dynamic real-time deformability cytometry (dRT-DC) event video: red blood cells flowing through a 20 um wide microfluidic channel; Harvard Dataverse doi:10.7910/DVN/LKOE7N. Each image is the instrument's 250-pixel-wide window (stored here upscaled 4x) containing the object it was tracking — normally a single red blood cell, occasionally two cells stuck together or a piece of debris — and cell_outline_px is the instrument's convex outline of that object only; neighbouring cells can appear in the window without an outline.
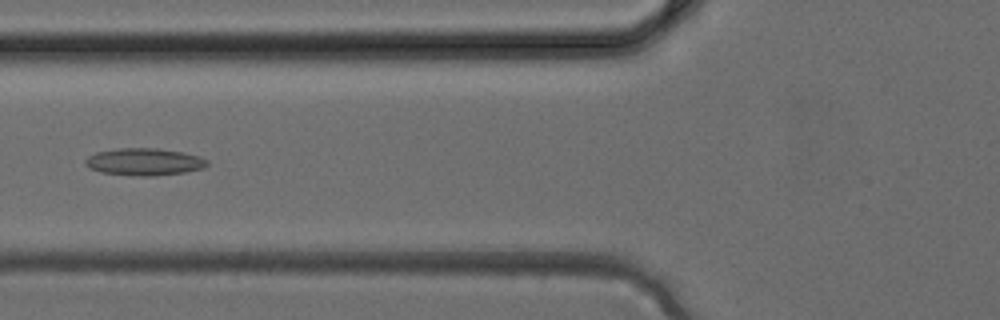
{"species": "common noctule bat (a hibernating species)", "species_latin": "Nyctalus noctula", "temperature_condition": "cold", "stored_images_in_passage": 38, "camera_frame_rate_fps": 3000, "um_per_image_px": 0.085, "animal": {"sex": "female", "body_mass_g": 24.6, "forearm_length_mm": 56.2}, "frame": {"image": 1, "passage_image": 15, "time_ms": 4.667, "image_size_px": [1000, 320], "cell_outline_px": [[208, 164], [204, 168], [184, 172], [156, 176], [136, 176], [100, 172], [88, 168], [84, 164], [84, 160], [88, 156], [96, 152], [120, 148], [156, 148], [184, 152], [200, 156], [208, 160]], "centroid_in_image_um": [12.25, 13.76], "position_along_channel_um": 113.5, "area_um2": 19.54}}
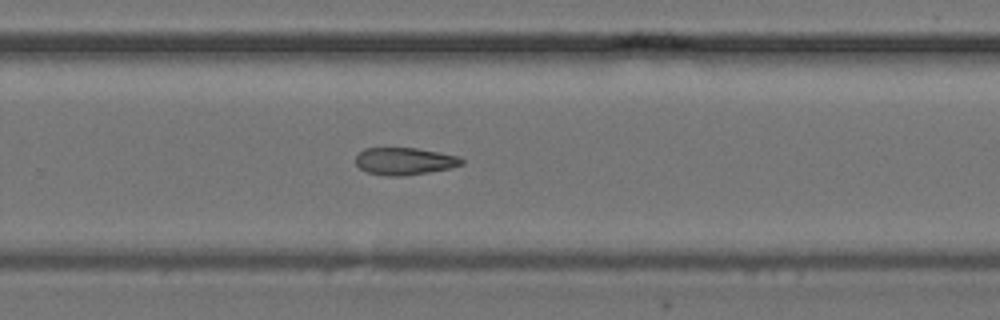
{"frame": {"image": 2, "passage_image": 25, "time_ms": 8.0, "image_size_px": [1000, 320], "cell_outline_px": [[464, 164], [452, 168], [404, 176], [384, 176], [364, 172], [356, 164], [356, 156], [364, 148], [416, 148], [460, 156], [464, 160]], "centroid_in_image_um": [34.39, 13.71], "position_along_channel_um": 295.4, "area_um2": 17.05}}
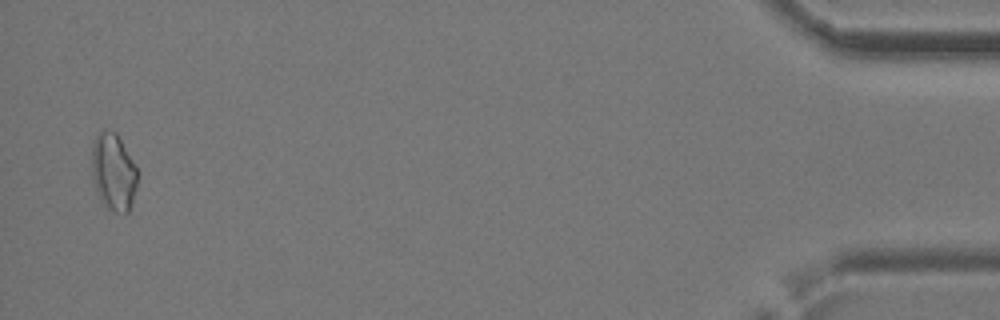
{"frame": {"image": 3, "passage_image": 37, "time_ms": 12.0, "image_size_px": [1000, 320], "cell_outline_px": [[136, 188], [132, 204], [128, 212], [124, 216], [108, 208], [100, 200], [92, 176], [92, 144], [96, 136], [100, 132], [116, 132], [136, 168]], "centroid_in_image_um": [9.64, 14.68], "position_along_channel_um": 425.6, "area_um2": 20.17}}